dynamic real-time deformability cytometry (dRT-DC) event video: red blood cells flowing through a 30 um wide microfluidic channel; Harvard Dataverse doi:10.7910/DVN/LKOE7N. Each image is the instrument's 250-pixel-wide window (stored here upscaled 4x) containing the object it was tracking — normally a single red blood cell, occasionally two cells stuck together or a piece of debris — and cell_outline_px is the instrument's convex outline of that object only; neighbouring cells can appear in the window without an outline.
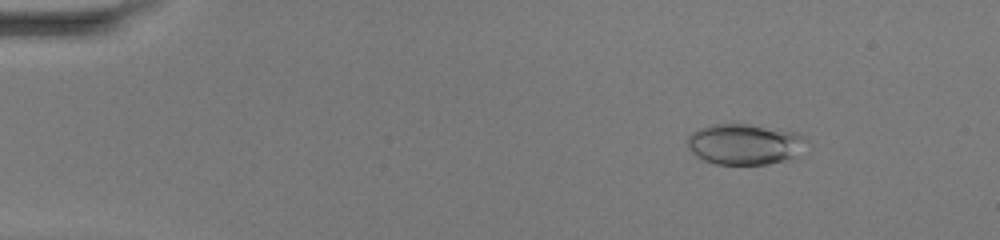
{"species": "common noctule bat (a hibernating species)", "species_latin": "Nyctalus noctula", "temperature_condition": "warm", "stored_images_in_passage": 45, "camera_frame_rate_fps": 3000, "um_per_image_px": 0.085, "animal": {"sex": "female", "body_mass_g": 20.0, "forearm_length_mm": 54.0}, "frame": {"image": 1, "passage_image": 2, "time_ms": 0.333, "image_size_px": [1000, 240], "cell_outline_px": [[812, 144], [792, 156], [784, 160], [768, 164], [716, 164], [704, 160], [696, 156], [688, 148], [688, 136], [692, 132], [700, 128], [712, 124], [748, 124], [796, 132], [804, 136]], "centroid_in_image_um": [63.32, 12.25], "position_along_channel_um": 21.7, "area_um2": 28.32}}
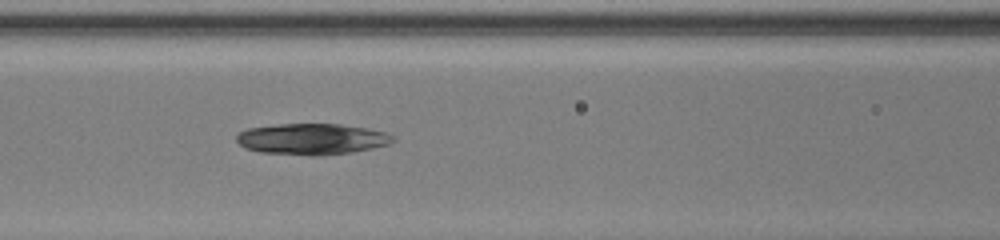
{"frame": {"image": 2, "passage_image": 18, "time_ms": 5.667, "image_size_px": [1000, 240], "cell_outline_px": [[396, 140], [388, 144], [372, 148], [352, 152], [320, 156], [312, 156], [260, 152], [244, 148], [236, 140], [236, 136], [240, 132], [248, 128], [280, 124], [340, 124], [368, 128], [388, 132]], "centroid_in_image_um": [26.52, 11.82], "position_along_channel_um": 140.1, "area_um2": 28.5}}
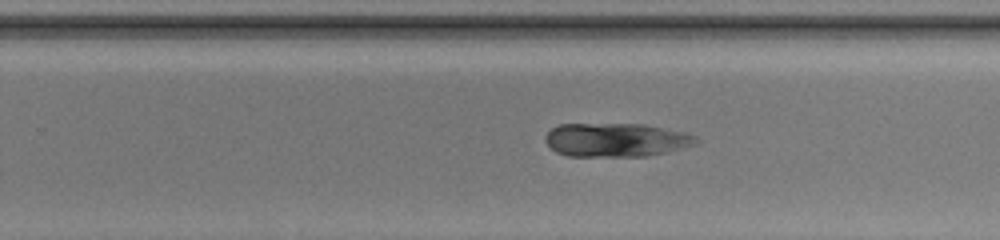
{"frame": {"image": 3, "passage_image": 28, "time_ms": 9.0, "image_size_px": [1000, 240], "cell_outline_px": [[700, 144], [668, 152], [648, 156], [568, 156], [556, 152], [544, 140], [544, 136], [552, 128], [560, 124], [644, 124], [684, 132], [696, 136], [700, 140]], "centroid_in_image_um": [52.41, 11.89], "position_along_channel_um": 277.4, "area_um2": 29.88}, "authors_computed_cell_mechanics": {"area_um2": 29.767, "velocity_mm_per_s": 4.1319, "shape_relaxation_time_tau1_ms": 8.565, "shape_relaxation_time_tau2_ms": null, "deformation_change_tau1": 0.1183, "deformation_change_tau2": null}}